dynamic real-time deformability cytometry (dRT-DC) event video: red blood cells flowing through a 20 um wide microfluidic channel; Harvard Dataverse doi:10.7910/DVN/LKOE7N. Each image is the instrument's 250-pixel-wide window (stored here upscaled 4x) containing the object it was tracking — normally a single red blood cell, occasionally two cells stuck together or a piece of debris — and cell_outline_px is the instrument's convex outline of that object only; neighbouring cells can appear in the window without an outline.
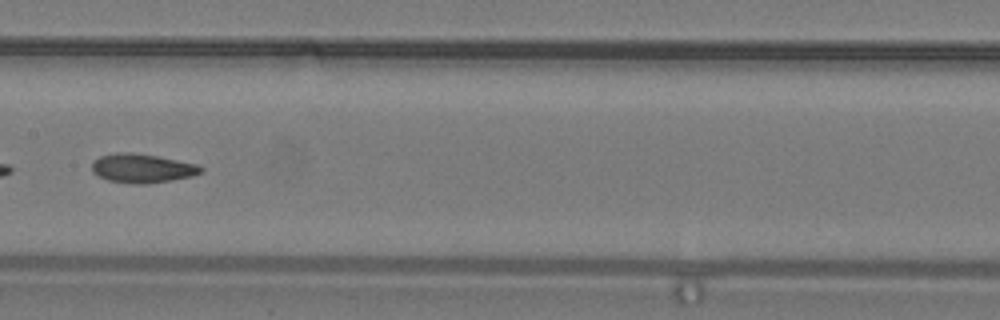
{"species": "common noctule bat (a hibernating species)", "species_latin": "Nyctalus noctula", "temperature_condition": "warm", "stored_images_in_passage": 30, "camera_frame_rate_fps": 3000, "um_per_image_px": 0.085, "animal": {"sex": "male", "body_mass_g": 19.2, "forearm_length_mm": 51.8}, "frame": {"image": 1, "passage_image": 13, "time_ms": 4.0, "image_size_px": [1000, 320], "cell_outline_px": [[204, 172], [192, 176], [172, 180], [148, 184], [136, 184], [108, 180], [92, 172], [92, 160], [100, 156], [116, 152], [132, 152], [156, 156], [196, 164], [204, 168]], "centroid_in_image_um": [12.08, 14.3], "position_along_channel_um": 195.3, "area_um2": 18.44}}